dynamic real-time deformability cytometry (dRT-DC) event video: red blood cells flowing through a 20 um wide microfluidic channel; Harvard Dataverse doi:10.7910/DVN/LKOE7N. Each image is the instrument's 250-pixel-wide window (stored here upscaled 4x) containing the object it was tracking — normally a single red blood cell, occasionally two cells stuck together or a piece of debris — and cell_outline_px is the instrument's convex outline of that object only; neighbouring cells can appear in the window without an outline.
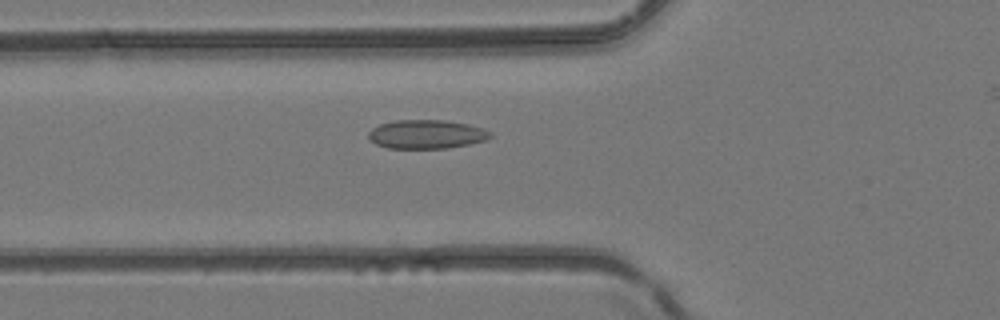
{"species": "common noctule bat (a hibernating species)", "species_latin": "Nyctalus noctula", "temperature_condition": "room temperature", "stored_images_in_passage": 38, "camera_frame_rate_fps": 3000, "um_per_image_px": 0.085, "animal": {"sex": "female", "body_mass_g": 24.6, "forearm_length_mm": 56.2}, "frame": {"image": 1, "passage_image": 15, "time_ms": 4.667, "image_size_px": [1000, 320], "cell_outline_px": [[492, 136], [484, 140], [468, 144], [448, 148], [388, 148], [376, 144], [368, 136], [368, 132], [372, 128], [380, 124], [396, 120], [444, 120], [468, 124], [492, 132]], "centroid_in_image_um": [36.23, 11.41], "position_along_channel_um": 89.6, "area_um2": 20.29}}
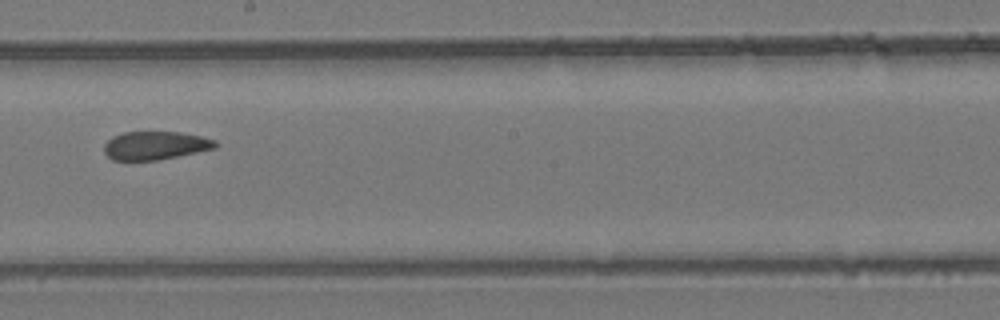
{"frame": {"image": 2, "passage_image": 24, "time_ms": 7.667, "image_size_px": [1000, 320], "cell_outline_px": [[216, 148], [156, 160], [112, 160], [104, 152], [104, 144], [112, 136], [124, 132], [180, 132], [200, 136], [216, 140]], "centroid_in_image_um": [13.17, 12.36], "position_along_channel_um": 235.0, "area_um2": 18.21}}
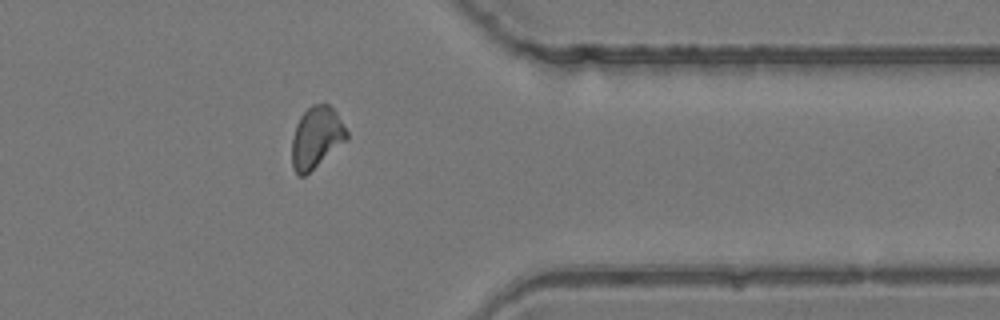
{"frame": {"image": 3, "passage_image": 34, "time_ms": 11.0, "image_size_px": [1000, 320], "cell_outline_px": [[348, 140], [304, 176], [296, 176], [292, 168], [292, 136], [296, 124], [300, 116], [312, 104], [328, 104], [336, 112], [348, 132]], "centroid_in_image_um": [26.88, 11.7], "position_along_channel_um": 384.5, "area_um2": 19.77}}